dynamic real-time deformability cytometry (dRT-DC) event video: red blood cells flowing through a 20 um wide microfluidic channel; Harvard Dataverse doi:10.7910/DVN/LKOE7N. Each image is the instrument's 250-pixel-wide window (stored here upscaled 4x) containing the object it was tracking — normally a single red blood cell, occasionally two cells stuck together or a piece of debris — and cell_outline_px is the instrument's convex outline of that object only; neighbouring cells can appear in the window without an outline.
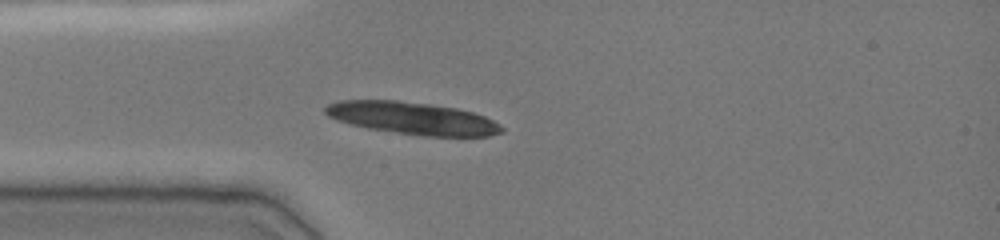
{"species": "common noctule bat (a hibernating species)", "species_latin": "Nyctalus noctula", "temperature_condition": "cold", "stored_images_in_passage": 37, "camera_frame_rate_fps": 3000, "um_per_image_px": 0.085, "animal": {"sex": "female", "body_mass_g": 19.0, "forearm_length_mm": 51.5}, "frame": {"image": 1, "passage_image": 1, "time_ms": 0.0, "image_size_px": [1000, 240], "cell_outline_px": [[504, 132], [488, 136], [424, 136], [368, 128], [336, 120], [328, 116], [324, 112], [324, 108], [328, 104], [340, 100], [396, 100], [428, 104], [456, 108], [472, 112], [484, 116], [500, 124], [504, 128]], "centroid_in_image_um": [35.06, 10.05], "position_along_channel_um": 49.9, "area_um2": 33.06}}